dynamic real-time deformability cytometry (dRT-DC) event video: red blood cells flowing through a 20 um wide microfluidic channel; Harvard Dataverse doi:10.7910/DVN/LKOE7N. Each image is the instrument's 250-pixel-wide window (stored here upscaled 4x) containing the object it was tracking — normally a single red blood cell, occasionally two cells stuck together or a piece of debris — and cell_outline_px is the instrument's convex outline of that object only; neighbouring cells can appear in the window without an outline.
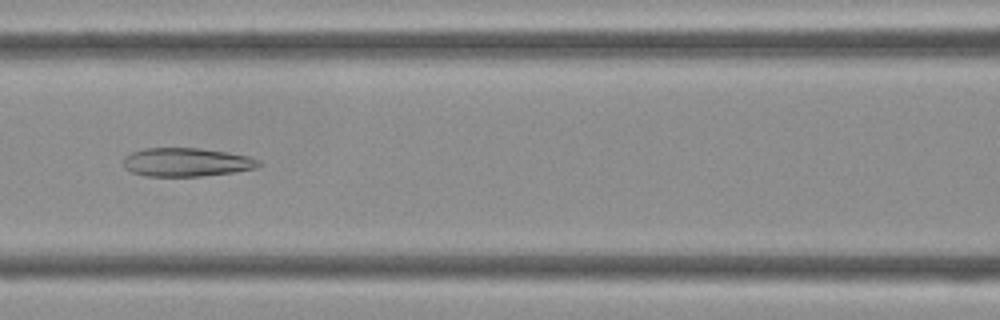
{"species": "Egyptian fruit bat (a non-hibernating species)", "species_latin": "Rousettus aegyptiacus", "temperature_condition": "cold", "stored_images_in_passage": 38, "camera_frame_rate_fps": 3000, "um_per_image_px": 0.085, "frame": {"image": 1, "passage_image": 14, "time_ms": 4.333, "image_size_px": [1000, 320], "cell_outline_px": [[260, 164], [256, 168], [232, 172], [200, 176], [148, 176], [132, 172], [124, 168], [124, 156], [132, 152], [144, 148], [200, 148], [248, 156], [260, 160]], "centroid_in_image_um": [15.82, 13.78], "position_along_channel_um": 150.8, "area_um2": 22.37}}
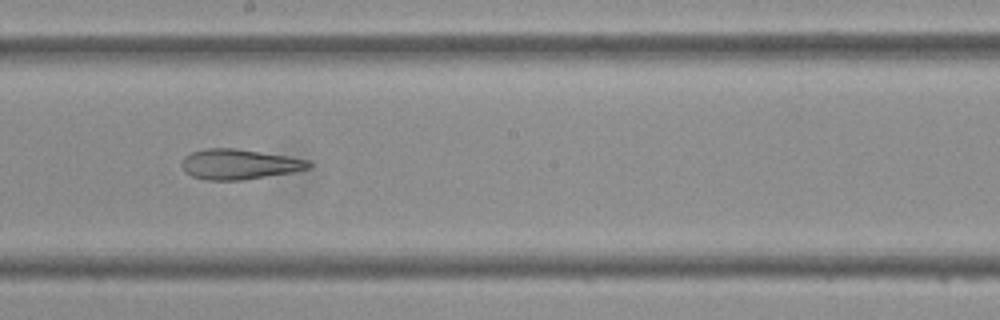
{"frame": {"image": 2, "passage_image": 19, "time_ms": 6.0, "image_size_px": [1000, 320], "cell_outline_px": [[312, 164], [308, 168], [292, 172], [244, 180], [208, 180], [192, 176], [184, 172], [180, 164], [184, 156], [192, 152], [204, 148], [236, 148], [288, 156], [308, 160]], "centroid_in_image_um": [20.29, 13.95], "position_along_channel_um": 227.9, "area_um2": 22.43}}
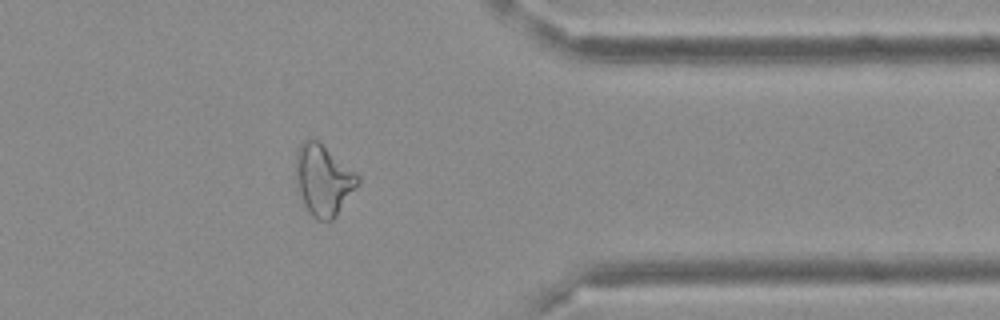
{"frame": {"image": 3, "passage_image": 30, "time_ms": 9.667, "image_size_px": [1000, 320], "cell_outline_px": [[360, 180], [336, 216], [332, 220], [316, 220], [308, 212], [304, 204], [296, 180], [296, 152], [300, 144], [304, 140], [316, 140], [356, 172], [360, 176]], "centroid_in_image_um": [27.47, 15.31], "position_along_channel_um": 383.9, "area_um2": 25.03}}